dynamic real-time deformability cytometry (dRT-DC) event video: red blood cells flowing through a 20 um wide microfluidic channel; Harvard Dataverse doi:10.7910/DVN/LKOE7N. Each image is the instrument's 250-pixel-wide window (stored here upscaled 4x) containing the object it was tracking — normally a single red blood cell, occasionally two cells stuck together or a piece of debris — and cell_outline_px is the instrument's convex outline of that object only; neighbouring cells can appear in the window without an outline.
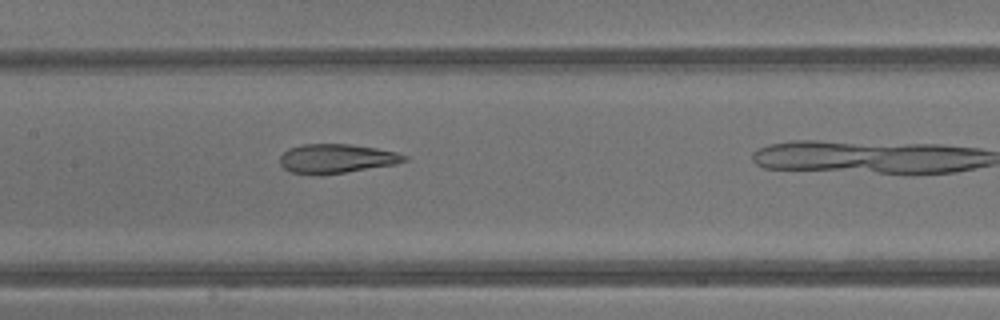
{"species": "common noctule bat (a hibernating species)", "species_latin": "Nyctalus noctula", "temperature_condition": "warm", "stored_images_in_passage": 12, "camera_frame_rate_fps": 3000, "um_per_image_px": 0.085, "animal": {"sex": "male", "body_mass_g": 13.3}, "frame": {"image": 1, "passage_image": 9, "time_ms": 2.667, "image_size_px": [1000, 320], "cell_outline_px": [[408, 160], [396, 164], [320, 176], [288, 172], [280, 164], [280, 156], [288, 148], [304, 144], [352, 144], [376, 148], [396, 152], [408, 156]], "centroid_in_image_um": [28.58, 13.49], "position_along_channel_um": 178.8, "area_um2": 21.39}}